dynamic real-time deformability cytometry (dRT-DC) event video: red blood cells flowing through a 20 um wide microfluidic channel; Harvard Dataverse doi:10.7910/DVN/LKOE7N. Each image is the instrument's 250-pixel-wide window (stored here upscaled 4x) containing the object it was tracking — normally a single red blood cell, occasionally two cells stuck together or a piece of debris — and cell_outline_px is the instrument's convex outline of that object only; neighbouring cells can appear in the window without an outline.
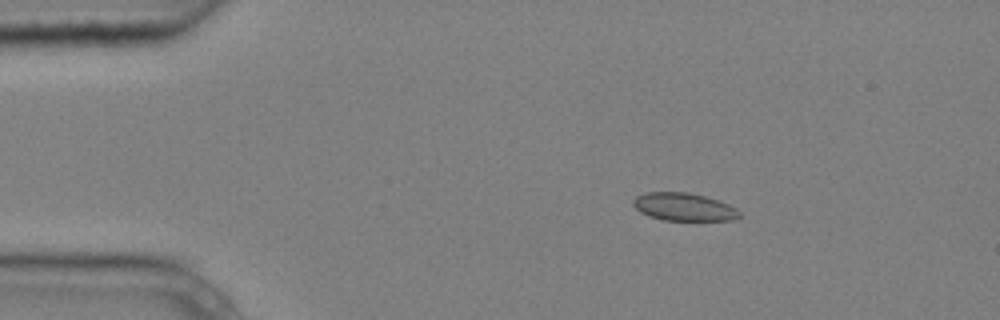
{"species": "common noctule bat (a hibernating species)", "species_latin": "Nyctalus noctula", "temperature_condition": "cold", "stored_images_in_passage": 5, "camera_frame_rate_fps": 3000, "um_per_image_px": 0.085, "animal": {"sex": "male", "body_mass_g": 20.4}, "frame": {"image": 1, "passage_image": 3, "time_ms": 0.667, "image_size_px": [1000, 320], "cell_outline_px": [[740, 216], [732, 220], [664, 220], [648, 216], [640, 212], [632, 204], [632, 200], [636, 196], [644, 192], [688, 192], [720, 200], [736, 208], [740, 212]], "centroid_in_image_um": [58.1, 17.58], "position_along_channel_um": 26.9, "area_um2": 17.34}}
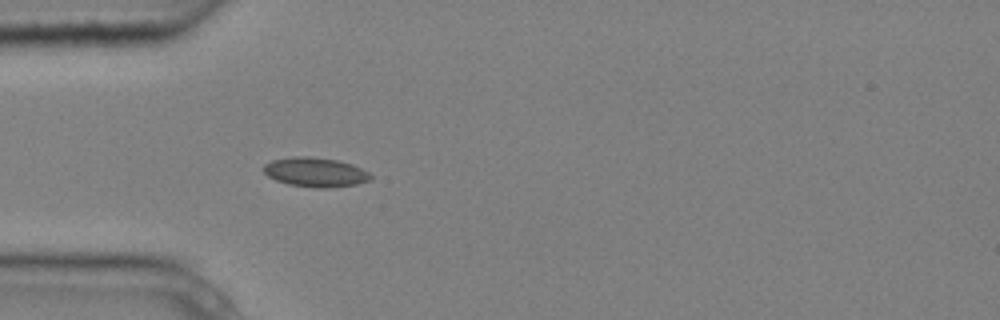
{"frame": {"image": 2, "passage_image": 5, "time_ms": 1.333, "image_size_px": [1000, 320], "cell_outline_px": [[372, 180], [356, 184], [328, 188], [316, 188], [288, 184], [276, 180], [268, 176], [264, 172], [264, 164], [272, 160], [292, 156], [308, 156], [336, 160], [352, 164], [368, 172], [372, 176]], "centroid_in_image_um": [26.8, 14.64], "position_along_channel_um": 58.2, "area_um2": 18.32}}